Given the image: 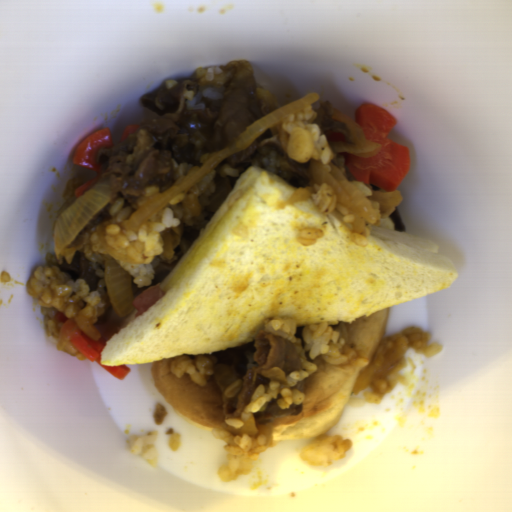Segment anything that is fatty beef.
Wrapping results in <instances>:
<instances>
[{
  "label": "fatty beef",
  "instance_id": "obj_5",
  "mask_svg": "<svg viewBox=\"0 0 512 512\" xmlns=\"http://www.w3.org/2000/svg\"><path fill=\"white\" fill-rule=\"evenodd\" d=\"M56 265L74 282L84 279L92 292L99 291L104 302V312L92 325L98 329L99 338H103L107 342L119 331L129 314L117 317L106 286L105 267L96 261L86 260L80 251L73 254L71 263H67L64 259L56 262Z\"/></svg>",
  "mask_w": 512,
  "mask_h": 512
},
{
  "label": "fatty beef",
  "instance_id": "obj_2",
  "mask_svg": "<svg viewBox=\"0 0 512 512\" xmlns=\"http://www.w3.org/2000/svg\"><path fill=\"white\" fill-rule=\"evenodd\" d=\"M265 318L256 336L247 343L215 352L208 356H183L170 363V371L177 378L190 377L199 387L213 382L222 397L223 420L218 428L235 435H248L256 438L264 435L266 447L272 444V422L275 419L298 417L302 404H292L286 409L279 407L278 400L266 402L256 413L246 412L257 388L272 382L286 384V378L294 371L303 369L302 360L316 366L314 374L298 382L294 387L304 394L308 384L316 374L326 370V361L321 355L310 358L308 350L302 346L300 338L294 334H284L274 330ZM238 417L245 425L241 429L228 427L224 420Z\"/></svg>",
  "mask_w": 512,
  "mask_h": 512
},
{
  "label": "fatty beef",
  "instance_id": "obj_7",
  "mask_svg": "<svg viewBox=\"0 0 512 512\" xmlns=\"http://www.w3.org/2000/svg\"><path fill=\"white\" fill-rule=\"evenodd\" d=\"M84 184L85 180L83 177L80 176L73 177L72 179L69 180L63 193L64 203L57 210L58 216L74 204V202L78 199L76 198L75 190Z\"/></svg>",
  "mask_w": 512,
  "mask_h": 512
},
{
  "label": "fatty beef",
  "instance_id": "obj_11",
  "mask_svg": "<svg viewBox=\"0 0 512 512\" xmlns=\"http://www.w3.org/2000/svg\"><path fill=\"white\" fill-rule=\"evenodd\" d=\"M168 414L164 404L158 403L153 414L154 425L161 426Z\"/></svg>",
  "mask_w": 512,
  "mask_h": 512
},
{
  "label": "fatty beef",
  "instance_id": "obj_1",
  "mask_svg": "<svg viewBox=\"0 0 512 512\" xmlns=\"http://www.w3.org/2000/svg\"><path fill=\"white\" fill-rule=\"evenodd\" d=\"M222 72L207 77L199 67L194 80L169 79L142 95L140 103L157 117L141 121L139 129L112 147L99 148L95 160L101 166V179L109 178L110 200L88 221L65 247L79 248L91 236L106 234L115 218L110 210L119 199L123 208L138 209L143 192L156 186L159 193L181 182L215 154L235 142L258 119L279 109L272 93L260 84L251 63L233 60L220 67ZM226 86L222 100L202 99L206 109L186 110L201 85ZM158 193V194H159ZM83 194V195H84Z\"/></svg>",
  "mask_w": 512,
  "mask_h": 512
},
{
  "label": "fatty beef",
  "instance_id": "obj_4",
  "mask_svg": "<svg viewBox=\"0 0 512 512\" xmlns=\"http://www.w3.org/2000/svg\"><path fill=\"white\" fill-rule=\"evenodd\" d=\"M430 337L431 334L417 326L388 337L377 347L371 362L363 367L352 392L356 395L369 387L372 395L383 399L393 391L397 373L406 366L405 354L408 349H413L417 354L424 352Z\"/></svg>",
  "mask_w": 512,
  "mask_h": 512
},
{
  "label": "fatty beef",
  "instance_id": "obj_10",
  "mask_svg": "<svg viewBox=\"0 0 512 512\" xmlns=\"http://www.w3.org/2000/svg\"><path fill=\"white\" fill-rule=\"evenodd\" d=\"M340 353L345 356V361L343 364H339V365H344V366H348L349 364H351L353 362V360L355 358H357V356H358L357 351L353 347H351L349 344H347L346 342H345L344 346L340 349Z\"/></svg>",
  "mask_w": 512,
  "mask_h": 512
},
{
  "label": "fatty beef",
  "instance_id": "obj_3",
  "mask_svg": "<svg viewBox=\"0 0 512 512\" xmlns=\"http://www.w3.org/2000/svg\"><path fill=\"white\" fill-rule=\"evenodd\" d=\"M291 131L283 130V119L265 130L243 151L222 160L207 175L184 190V199L171 207L172 216L179 220L177 226L161 231L163 253L158 256L156 271L176 267L185 252L199 237L202 229L212 219L209 198L217 185L227 179L233 187L251 166L258 165L286 181L298 190L313 187L317 182L310 170L311 159L295 162L287 145Z\"/></svg>",
  "mask_w": 512,
  "mask_h": 512
},
{
  "label": "fatty beef",
  "instance_id": "obj_8",
  "mask_svg": "<svg viewBox=\"0 0 512 512\" xmlns=\"http://www.w3.org/2000/svg\"><path fill=\"white\" fill-rule=\"evenodd\" d=\"M360 320H356L353 323H339L336 325H330L333 331H338L340 338H351L355 335L360 327Z\"/></svg>",
  "mask_w": 512,
  "mask_h": 512
},
{
  "label": "fatty beef",
  "instance_id": "obj_6",
  "mask_svg": "<svg viewBox=\"0 0 512 512\" xmlns=\"http://www.w3.org/2000/svg\"><path fill=\"white\" fill-rule=\"evenodd\" d=\"M312 105V109L316 113L313 124H317L321 133L327 136L328 131L342 133L345 141L343 144L355 145V136L350 126L343 121L333 119V114L339 112L329 100H317Z\"/></svg>",
  "mask_w": 512,
  "mask_h": 512
},
{
  "label": "fatty beef",
  "instance_id": "obj_9",
  "mask_svg": "<svg viewBox=\"0 0 512 512\" xmlns=\"http://www.w3.org/2000/svg\"><path fill=\"white\" fill-rule=\"evenodd\" d=\"M331 162L345 175L349 182H358L354 175L349 171L346 165V159L340 155V151H336L335 157Z\"/></svg>",
  "mask_w": 512,
  "mask_h": 512
}]
</instances>
